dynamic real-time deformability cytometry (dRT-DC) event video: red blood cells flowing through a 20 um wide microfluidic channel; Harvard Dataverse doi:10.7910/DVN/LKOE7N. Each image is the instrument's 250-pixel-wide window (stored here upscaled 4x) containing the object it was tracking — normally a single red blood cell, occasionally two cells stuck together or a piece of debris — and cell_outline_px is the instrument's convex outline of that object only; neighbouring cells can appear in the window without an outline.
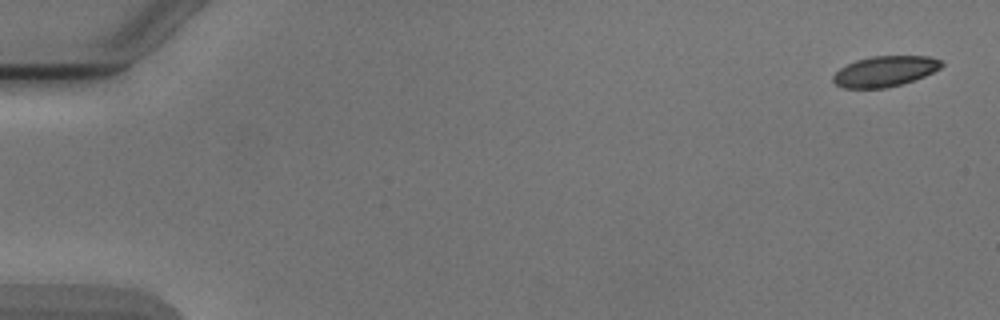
{"species": "Egyptian fruit bat (a non-hibernating species)", "species_latin": "Rousettus aegyptiacus", "temperature_condition": "cold", "stored_images_in_passage": 5, "camera_frame_rate_fps": 3000, "um_per_image_px": 0.085, "animal": {"sex": "male"}, "frame": {"image": 1, "passage_image": 1, "time_ms": 0.0, "image_size_px": [1000, 320], "cell_outline_px": [[944, 64], [940, 68], [924, 76], [888, 88], [844, 88], [836, 84], [832, 80], [832, 76], [840, 68], [856, 60], [872, 56], [928, 56], [940, 60]], "centroid_in_image_um": [75.19, 6.06], "position_along_channel_um": 9.8, "area_um2": 19.13}}